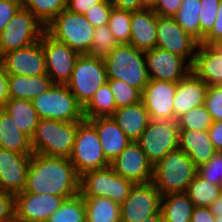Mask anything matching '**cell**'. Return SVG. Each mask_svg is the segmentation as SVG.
<instances>
[{"mask_svg": "<svg viewBox=\"0 0 222 222\" xmlns=\"http://www.w3.org/2000/svg\"><path fill=\"white\" fill-rule=\"evenodd\" d=\"M86 207L81 194L65 199L46 222H86Z\"/></svg>", "mask_w": 222, "mask_h": 222, "instance_id": "cell-35", "label": "cell"}, {"mask_svg": "<svg viewBox=\"0 0 222 222\" xmlns=\"http://www.w3.org/2000/svg\"><path fill=\"white\" fill-rule=\"evenodd\" d=\"M69 160L80 176L110 165L106 159L95 126L87 119L78 122L74 147Z\"/></svg>", "mask_w": 222, "mask_h": 222, "instance_id": "cell-7", "label": "cell"}, {"mask_svg": "<svg viewBox=\"0 0 222 222\" xmlns=\"http://www.w3.org/2000/svg\"><path fill=\"white\" fill-rule=\"evenodd\" d=\"M110 90L116 104V109L136 104L141 101V92L128 85L126 82L117 79H107Z\"/></svg>", "mask_w": 222, "mask_h": 222, "instance_id": "cell-39", "label": "cell"}, {"mask_svg": "<svg viewBox=\"0 0 222 222\" xmlns=\"http://www.w3.org/2000/svg\"><path fill=\"white\" fill-rule=\"evenodd\" d=\"M32 154H20L0 148V190L11 194L23 192Z\"/></svg>", "mask_w": 222, "mask_h": 222, "instance_id": "cell-20", "label": "cell"}, {"mask_svg": "<svg viewBox=\"0 0 222 222\" xmlns=\"http://www.w3.org/2000/svg\"><path fill=\"white\" fill-rule=\"evenodd\" d=\"M200 6L201 0H182L178 12L173 16L184 31L191 34L199 42H201Z\"/></svg>", "mask_w": 222, "mask_h": 222, "instance_id": "cell-34", "label": "cell"}, {"mask_svg": "<svg viewBox=\"0 0 222 222\" xmlns=\"http://www.w3.org/2000/svg\"><path fill=\"white\" fill-rule=\"evenodd\" d=\"M144 54L149 79L178 82L191 71L182 57L170 51L155 47Z\"/></svg>", "mask_w": 222, "mask_h": 222, "instance_id": "cell-17", "label": "cell"}, {"mask_svg": "<svg viewBox=\"0 0 222 222\" xmlns=\"http://www.w3.org/2000/svg\"><path fill=\"white\" fill-rule=\"evenodd\" d=\"M222 41V0H220L215 23L211 31L203 38L200 44L214 45Z\"/></svg>", "mask_w": 222, "mask_h": 222, "instance_id": "cell-48", "label": "cell"}, {"mask_svg": "<svg viewBox=\"0 0 222 222\" xmlns=\"http://www.w3.org/2000/svg\"><path fill=\"white\" fill-rule=\"evenodd\" d=\"M101 1L102 0H67L66 9L84 15L89 8L94 7L95 4Z\"/></svg>", "mask_w": 222, "mask_h": 222, "instance_id": "cell-51", "label": "cell"}, {"mask_svg": "<svg viewBox=\"0 0 222 222\" xmlns=\"http://www.w3.org/2000/svg\"><path fill=\"white\" fill-rule=\"evenodd\" d=\"M78 122L40 119L30 139L33 153L69 158Z\"/></svg>", "mask_w": 222, "mask_h": 222, "instance_id": "cell-3", "label": "cell"}, {"mask_svg": "<svg viewBox=\"0 0 222 222\" xmlns=\"http://www.w3.org/2000/svg\"><path fill=\"white\" fill-rule=\"evenodd\" d=\"M197 174L211 184L222 187V151H216L207 163L199 166Z\"/></svg>", "mask_w": 222, "mask_h": 222, "instance_id": "cell-41", "label": "cell"}, {"mask_svg": "<svg viewBox=\"0 0 222 222\" xmlns=\"http://www.w3.org/2000/svg\"><path fill=\"white\" fill-rule=\"evenodd\" d=\"M112 7L111 0H102L100 3L95 4L94 7L89 8L84 13V16L94 27L107 25Z\"/></svg>", "mask_w": 222, "mask_h": 222, "instance_id": "cell-44", "label": "cell"}, {"mask_svg": "<svg viewBox=\"0 0 222 222\" xmlns=\"http://www.w3.org/2000/svg\"><path fill=\"white\" fill-rule=\"evenodd\" d=\"M22 6V0H0V33Z\"/></svg>", "mask_w": 222, "mask_h": 222, "instance_id": "cell-46", "label": "cell"}, {"mask_svg": "<svg viewBox=\"0 0 222 222\" xmlns=\"http://www.w3.org/2000/svg\"><path fill=\"white\" fill-rule=\"evenodd\" d=\"M40 119L81 122L83 107L67 85L54 84L48 91L31 100Z\"/></svg>", "mask_w": 222, "mask_h": 222, "instance_id": "cell-6", "label": "cell"}, {"mask_svg": "<svg viewBox=\"0 0 222 222\" xmlns=\"http://www.w3.org/2000/svg\"><path fill=\"white\" fill-rule=\"evenodd\" d=\"M178 148L184 151L197 167L207 163L216 152L207 130L180 129Z\"/></svg>", "mask_w": 222, "mask_h": 222, "instance_id": "cell-25", "label": "cell"}, {"mask_svg": "<svg viewBox=\"0 0 222 222\" xmlns=\"http://www.w3.org/2000/svg\"><path fill=\"white\" fill-rule=\"evenodd\" d=\"M179 132L177 120H151L137 142L146 154L148 161L155 165L170 151L178 149Z\"/></svg>", "mask_w": 222, "mask_h": 222, "instance_id": "cell-11", "label": "cell"}, {"mask_svg": "<svg viewBox=\"0 0 222 222\" xmlns=\"http://www.w3.org/2000/svg\"><path fill=\"white\" fill-rule=\"evenodd\" d=\"M185 193L195 207H209L222 193V187L211 184L197 174Z\"/></svg>", "mask_w": 222, "mask_h": 222, "instance_id": "cell-33", "label": "cell"}, {"mask_svg": "<svg viewBox=\"0 0 222 222\" xmlns=\"http://www.w3.org/2000/svg\"><path fill=\"white\" fill-rule=\"evenodd\" d=\"M44 32L45 26L21 6L0 33V58L5 53L39 41Z\"/></svg>", "mask_w": 222, "mask_h": 222, "instance_id": "cell-10", "label": "cell"}, {"mask_svg": "<svg viewBox=\"0 0 222 222\" xmlns=\"http://www.w3.org/2000/svg\"><path fill=\"white\" fill-rule=\"evenodd\" d=\"M142 222H164L162 213H158L145 218Z\"/></svg>", "mask_w": 222, "mask_h": 222, "instance_id": "cell-55", "label": "cell"}, {"mask_svg": "<svg viewBox=\"0 0 222 222\" xmlns=\"http://www.w3.org/2000/svg\"><path fill=\"white\" fill-rule=\"evenodd\" d=\"M95 27L79 13L68 9L60 12L46 27L45 31L55 40L67 44L79 54H89Z\"/></svg>", "mask_w": 222, "mask_h": 222, "instance_id": "cell-5", "label": "cell"}, {"mask_svg": "<svg viewBox=\"0 0 222 222\" xmlns=\"http://www.w3.org/2000/svg\"><path fill=\"white\" fill-rule=\"evenodd\" d=\"M8 75L28 77L47 74L41 39L23 48L5 53L0 58Z\"/></svg>", "mask_w": 222, "mask_h": 222, "instance_id": "cell-18", "label": "cell"}, {"mask_svg": "<svg viewBox=\"0 0 222 222\" xmlns=\"http://www.w3.org/2000/svg\"><path fill=\"white\" fill-rule=\"evenodd\" d=\"M135 184L116 174L109 165L84 173L80 180L82 197H106L122 204Z\"/></svg>", "mask_w": 222, "mask_h": 222, "instance_id": "cell-9", "label": "cell"}, {"mask_svg": "<svg viewBox=\"0 0 222 222\" xmlns=\"http://www.w3.org/2000/svg\"><path fill=\"white\" fill-rule=\"evenodd\" d=\"M80 180L81 176L69 158L33 153L23 192L67 199L80 193Z\"/></svg>", "mask_w": 222, "mask_h": 222, "instance_id": "cell-1", "label": "cell"}, {"mask_svg": "<svg viewBox=\"0 0 222 222\" xmlns=\"http://www.w3.org/2000/svg\"><path fill=\"white\" fill-rule=\"evenodd\" d=\"M53 85L52 79L47 74L32 77L9 75V98L32 100L48 91Z\"/></svg>", "mask_w": 222, "mask_h": 222, "instance_id": "cell-27", "label": "cell"}, {"mask_svg": "<svg viewBox=\"0 0 222 222\" xmlns=\"http://www.w3.org/2000/svg\"><path fill=\"white\" fill-rule=\"evenodd\" d=\"M118 45L108 25L95 27L89 55L104 58Z\"/></svg>", "mask_w": 222, "mask_h": 222, "instance_id": "cell-40", "label": "cell"}, {"mask_svg": "<svg viewBox=\"0 0 222 222\" xmlns=\"http://www.w3.org/2000/svg\"><path fill=\"white\" fill-rule=\"evenodd\" d=\"M161 198L152 182L135 184L126 200L120 204L121 222H142L160 213Z\"/></svg>", "mask_w": 222, "mask_h": 222, "instance_id": "cell-14", "label": "cell"}, {"mask_svg": "<svg viewBox=\"0 0 222 222\" xmlns=\"http://www.w3.org/2000/svg\"><path fill=\"white\" fill-rule=\"evenodd\" d=\"M157 45L182 57L190 66L200 42L177 23L173 17L157 15Z\"/></svg>", "mask_w": 222, "mask_h": 222, "instance_id": "cell-12", "label": "cell"}, {"mask_svg": "<svg viewBox=\"0 0 222 222\" xmlns=\"http://www.w3.org/2000/svg\"><path fill=\"white\" fill-rule=\"evenodd\" d=\"M14 218L15 196L0 190V222H10Z\"/></svg>", "mask_w": 222, "mask_h": 222, "instance_id": "cell-45", "label": "cell"}, {"mask_svg": "<svg viewBox=\"0 0 222 222\" xmlns=\"http://www.w3.org/2000/svg\"><path fill=\"white\" fill-rule=\"evenodd\" d=\"M107 72L103 58L80 54L66 84L78 103L84 107L99 87L107 82Z\"/></svg>", "mask_w": 222, "mask_h": 222, "instance_id": "cell-8", "label": "cell"}, {"mask_svg": "<svg viewBox=\"0 0 222 222\" xmlns=\"http://www.w3.org/2000/svg\"><path fill=\"white\" fill-rule=\"evenodd\" d=\"M10 222H24V221H21V220H18L17 218H14Z\"/></svg>", "mask_w": 222, "mask_h": 222, "instance_id": "cell-58", "label": "cell"}, {"mask_svg": "<svg viewBox=\"0 0 222 222\" xmlns=\"http://www.w3.org/2000/svg\"><path fill=\"white\" fill-rule=\"evenodd\" d=\"M113 7L131 12L140 11L149 6L144 0H111Z\"/></svg>", "mask_w": 222, "mask_h": 222, "instance_id": "cell-50", "label": "cell"}, {"mask_svg": "<svg viewBox=\"0 0 222 222\" xmlns=\"http://www.w3.org/2000/svg\"><path fill=\"white\" fill-rule=\"evenodd\" d=\"M42 48L47 75L54 84L66 85L80 54L67 44L55 40L46 31L42 34Z\"/></svg>", "mask_w": 222, "mask_h": 222, "instance_id": "cell-13", "label": "cell"}, {"mask_svg": "<svg viewBox=\"0 0 222 222\" xmlns=\"http://www.w3.org/2000/svg\"><path fill=\"white\" fill-rule=\"evenodd\" d=\"M177 82L150 79L141 92V101L151 120H174L173 98Z\"/></svg>", "mask_w": 222, "mask_h": 222, "instance_id": "cell-16", "label": "cell"}, {"mask_svg": "<svg viewBox=\"0 0 222 222\" xmlns=\"http://www.w3.org/2000/svg\"><path fill=\"white\" fill-rule=\"evenodd\" d=\"M216 151H222V121H215L207 130Z\"/></svg>", "mask_w": 222, "mask_h": 222, "instance_id": "cell-52", "label": "cell"}, {"mask_svg": "<svg viewBox=\"0 0 222 222\" xmlns=\"http://www.w3.org/2000/svg\"><path fill=\"white\" fill-rule=\"evenodd\" d=\"M208 208L215 217L222 215V193Z\"/></svg>", "mask_w": 222, "mask_h": 222, "instance_id": "cell-54", "label": "cell"}, {"mask_svg": "<svg viewBox=\"0 0 222 222\" xmlns=\"http://www.w3.org/2000/svg\"><path fill=\"white\" fill-rule=\"evenodd\" d=\"M197 172L198 167L184 151L178 148L170 151L153 165L152 183L162 197L186 192Z\"/></svg>", "mask_w": 222, "mask_h": 222, "instance_id": "cell-2", "label": "cell"}, {"mask_svg": "<svg viewBox=\"0 0 222 222\" xmlns=\"http://www.w3.org/2000/svg\"><path fill=\"white\" fill-rule=\"evenodd\" d=\"M108 79H117L140 92L149 82L144 51L130 44H119L103 58Z\"/></svg>", "mask_w": 222, "mask_h": 222, "instance_id": "cell-4", "label": "cell"}, {"mask_svg": "<svg viewBox=\"0 0 222 222\" xmlns=\"http://www.w3.org/2000/svg\"><path fill=\"white\" fill-rule=\"evenodd\" d=\"M87 120L95 126L104 155L109 162L115 159L131 142L112 116Z\"/></svg>", "mask_w": 222, "mask_h": 222, "instance_id": "cell-24", "label": "cell"}, {"mask_svg": "<svg viewBox=\"0 0 222 222\" xmlns=\"http://www.w3.org/2000/svg\"><path fill=\"white\" fill-rule=\"evenodd\" d=\"M15 196V218L24 222H46L65 200L62 196L20 192Z\"/></svg>", "mask_w": 222, "mask_h": 222, "instance_id": "cell-19", "label": "cell"}, {"mask_svg": "<svg viewBox=\"0 0 222 222\" xmlns=\"http://www.w3.org/2000/svg\"><path fill=\"white\" fill-rule=\"evenodd\" d=\"M190 222H215V216L208 207H194Z\"/></svg>", "mask_w": 222, "mask_h": 222, "instance_id": "cell-53", "label": "cell"}, {"mask_svg": "<svg viewBox=\"0 0 222 222\" xmlns=\"http://www.w3.org/2000/svg\"><path fill=\"white\" fill-rule=\"evenodd\" d=\"M220 0H201L199 21L201 26V41L211 31L218 11Z\"/></svg>", "mask_w": 222, "mask_h": 222, "instance_id": "cell-42", "label": "cell"}, {"mask_svg": "<svg viewBox=\"0 0 222 222\" xmlns=\"http://www.w3.org/2000/svg\"><path fill=\"white\" fill-rule=\"evenodd\" d=\"M130 45L141 51L157 45V14L150 8L131 13Z\"/></svg>", "mask_w": 222, "mask_h": 222, "instance_id": "cell-23", "label": "cell"}, {"mask_svg": "<svg viewBox=\"0 0 222 222\" xmlns=\"http://www.w3.org/2000/svg\"><path fill=\"white\" fill-rule=\"evenodd\" d=\"M204 105L213 122L222 121V85L208 86Z\"/></svg>", "mask_w": 222, "mask_h": 222, "instance_id": "cell-43", "label": "cell"}, {"mask_svg": "<svg viewBox=\"0 0 222 222\" xmlns=\"http://www.w3.org/2000/svg\"><path fill=\"white\" fill-rule=\"evenodd\" d=\"M194 207L188 195L180 192L163 196L160 211L164 222H190Z\"/></svg>", "mask_w": 222, "mask_h": 222, "instance_id": "cell-30", "label": "cell"}, {"mask_svg": "<svg viewBox=\"0 0 222 222\" xmlns=\"http://www.w3.org/2000/svg\"><path fill=\"white\" fill-rule=\"evenodd\" d=\"M86 222H121L120 204L106 197H83Z\"/></svg>", "mask_w": 222, "mask_h": 222, "instance_id": "cell-31", "label": "cell"}, {"mask_svg": "<svg viewBox=\"0 0 222 222\" xmlns=\"http://www.w3.org/2000/svg\"><path fill=\"white\" fill-rule=\"evenodd\" d=\"M16 126L11 115L0 109V148L20 154H33L30 138Z\"/></svg>", "mask_w": 222, "mask_h": 222, "instance_id": "cell-28", "label": "cell"}, {"mask_svg": "<svg viewBox=\"0 0 222 222\" xmlns=\"http://www.w3.org/2000/svg\"><path fill=\"white\" fill-rule=\"evenodd\" d=\"M156 0H144V2L149 6L151 7L154 3H155Z\"/></svg>", "mask_w": 222, "mask_h": 222, "instance_id": "cell-56", "label": "cell"}, {"mask_svg": "<svg viewBox=\"0 0 222 222\" xmlns=\"http://www.w3.org/2000/svg\"><path fill=\"white\" fill-rule=\"evenodd\" d=\"M28 9L45 27L67 7V0H22Z\"/></svg>", "mask_w": 222, "mask_h": 222, "instance_id": "cell-36", "label": "cell"}, {"mask_svg": "<svg viewBox=\"0 0 222 222\" xmlns=\"http://www.w3.org/2000/svg\"><path fill=\"white\" fill-rule=\"evenodd\" d=\"M215 222H222V215L219 217H215Z\"/></svg>", "mask_w": 222, "mask_h": 222, "instance_id": "cell-57", "label": "cell"}, {"mask_svg": "<svg viewBox=\"0 0 222 222\" xmlns=\"http://www.w3.org/2000/svg\"><path fill=\"white\" fill-rule=\"evenodd\" d=\"M181 3L182 0H156L150 8L159 16L173 17Z\"/></svg>", "mask_w": 222, "mask_h": 222, "instance_id": "cell-47", "label": "cell"}, {"mask_svg": "<svg viewBox=\"0 0 222 222\" xmlns=\"http://www.w3.org/2000/svg\"><path fill=\"white\" fill-rule=\"evenodd\" d=\"M3 110L11 115L16 127L31 139L40 120L31 100L10 98Z\"/></svg>", "mask_w": 222, "mask_h": 222, "instance_id": "cell-29", "label": "cell"}, {"mask_svg": "<svg viewBox=\"0 0 222 222\" xmlns=\"http://www.w3.org/2000/svg\"><path fill=\"white\" fill-rule=\"evenodd\" d=\"M208 85L190 71L177 82L173 98L174 120L192 108L204 105Z\"/></svg>", "mask_w": 222, "mask_h": 222, "instance_id": "cell-22", "label": "cell"}, {"mask_svg": "<svg viewBox=\"0 0 222 222\" xmlns=\"http://www.w3.org/2000/svg\"><path fill=\"white\" fill-rule=\"evenodd\" d=\"M114 172L134 184L152 182L153 165L137 141H131L127 147L110 162Z\"/></svg>", "mask_w": 222, "mask_h": 222, "instance_id": "cell-15", "label": "cell"}, {"mask_svg": "<svg viewBox=\"0 0 222 222\" xmlns=\"http://www.w3.org/2000/svg\"><path fill=\"white\" fill-rule=\"evenodd\" d=\"M180 129L208 130L213 124V119L205 105L192 108L177 119Z\"/></svg>", "mask_w": 222, "mask_h": 222, "instance_id": "cell-38", "label": "cell"}, {"mask_svg": "<svg viewBox=\"0 0 222 222\" xmlns=\"http://www.w3.org/2000/svg\"><path fill=\"white\" fill-rule=\"evenodd\" d=\"M8 79L9 75L5 70L2 60L0 59V109H3L7 101L10 99Z\"/></svg>", "mask_w": 222, "mask_h": 222, "instance_id": "cell-49", "label": "cell"}, {"mask_svg": "<svg viewBox=\"0 0 222 222\" xmlns=\"http://www.w3.org/2000/svg\"><path fill=\"white\" fill-rule=\"evenodd\" d=\"M191 71L208 86L222 85V41L199 44Z\"/></svg>", "mask_w": 222, "mask_h": 222, "instance_id": "cell-21", "label": "cell"}, {"mask_svg": "<svg viewBox=\"0 0 222 222\" xmlns=\"http://www.w3.org/2000/svg\"><path fill=\"white\" fill-rule=\"evenodd\" d=\"M112 118L131 141H137L151 121L142 101L116 109Z\"/></svg>", "mask_w": 222, "mask_h": 222, "instance_id": "cell-26", "label": "cell"}, {"mask_svg": "<svg viewBox=\"0 0 222 222\" xmlns=\"http://www.w3.org/2000/svg\"><path fill=\"white\" fill-rule=\"evenodd\" d=\"M115 110L116 104L108 82L99 87L90 101L83 107L85 119L112 116Z\"/></svg>", "mask_w": 222, "mask_h": 222, "instance_id": "cell-32", "label": "cell"}, {"mask_svg": "<svg viewBox=\"0 0 222 222\" xmlns=\"http://www.w3.org/2000/svg\"><path fill=\"white\" fill-rule=\"evenodd\" d=\"M131 11L112 7L108 27L118 44H129L131 37Z\"/></svg>", "mask_w": 222, "mask_h": 222, "instance_id": "cell-37", "label": "cell"}]
</instances>
